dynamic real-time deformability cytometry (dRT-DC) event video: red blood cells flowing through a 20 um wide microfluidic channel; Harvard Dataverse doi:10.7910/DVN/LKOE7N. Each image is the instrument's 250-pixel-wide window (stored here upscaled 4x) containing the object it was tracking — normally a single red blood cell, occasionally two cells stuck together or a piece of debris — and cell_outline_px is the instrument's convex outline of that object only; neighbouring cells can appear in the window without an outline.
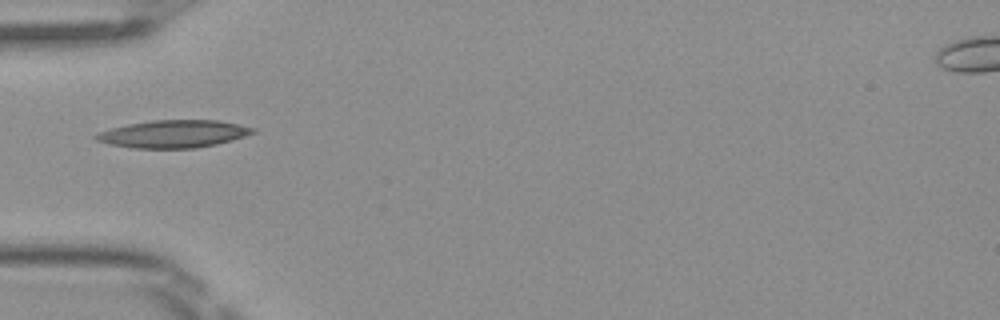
{"species": "Egyptian fruit bat (a non-hibernating species)", "species_latin": "Rousettus aegyptiacus", "temperature_condition": "room temperature", "stored_images_in_passage": 1, "camera_frame_rate_fps": 3000, "um_per_image_px": 0.085, "frame": {"image": 1, "passage_image": 1, "time_ms": 0.0, "image_size_px": [1000, 320], "cell_outline_px": [[256, 132], [232, 140], [216, 144], [196, 148], [132, 148], [108, 144], [96, 140], [92, 136], [100, 132], [112, 128], [128, 124], [152, 120], [220, 120], [256, 128]], "centroid_in_image_um": [14.75, 11.38], "position_along_channel_um": 70.3, "area_um2": 25.2}}